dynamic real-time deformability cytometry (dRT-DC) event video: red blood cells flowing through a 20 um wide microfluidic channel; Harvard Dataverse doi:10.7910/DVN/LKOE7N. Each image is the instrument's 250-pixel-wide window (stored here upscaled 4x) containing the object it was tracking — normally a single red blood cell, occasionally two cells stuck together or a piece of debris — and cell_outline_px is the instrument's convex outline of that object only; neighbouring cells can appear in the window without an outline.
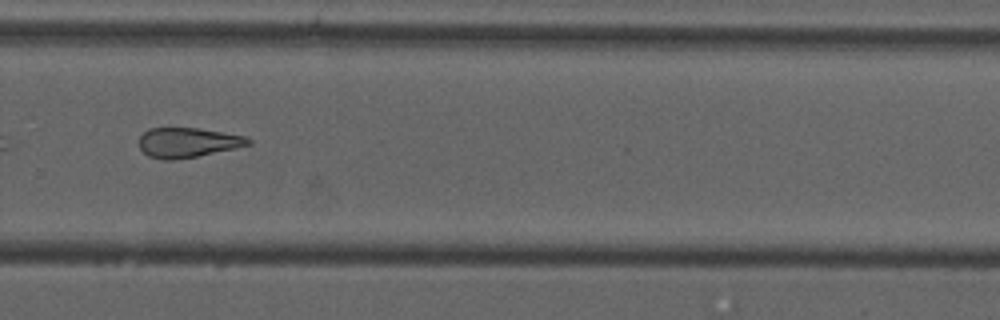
{"species": "common noctule bat (a hibernating species)", "species_latin": "Nyctalus noctula", "temperature_condition": "cold", "stored_images_in_passage": 37, "camera_frame_rate_fps": 3000, "um_per_image_px": 0.085, "animal": {"sex": "male", "forearm_length_mm": 52.5}, "frame": {"image": 1, "passage_image": 27, "time_ms": 8.667, "image_size_px": [1000, 320], "cell_outline_px": [[252, 144], [236, 148], [196, 156], [172, 160], [164, 160], [148, 156], [140, 148], [140, 136], [148, 128], [196, 128], [244, 136], [252, 140]], "centroid_in_image_um": [15.95, 12.12], "position_along_channel_um": 313.9, "area_um2": 18.73}, "authors_computed_cell_mechanics": {"area_um2": 19.9988, "velocity_mm_per_s": 3.7367, "shape_relaxation_time_tau1_ms": null, "shape_relaxation_time_tau2_ms": 4.2611, "deformation_change_tau1": null, "deformation_change_tau2": 0.1407}}